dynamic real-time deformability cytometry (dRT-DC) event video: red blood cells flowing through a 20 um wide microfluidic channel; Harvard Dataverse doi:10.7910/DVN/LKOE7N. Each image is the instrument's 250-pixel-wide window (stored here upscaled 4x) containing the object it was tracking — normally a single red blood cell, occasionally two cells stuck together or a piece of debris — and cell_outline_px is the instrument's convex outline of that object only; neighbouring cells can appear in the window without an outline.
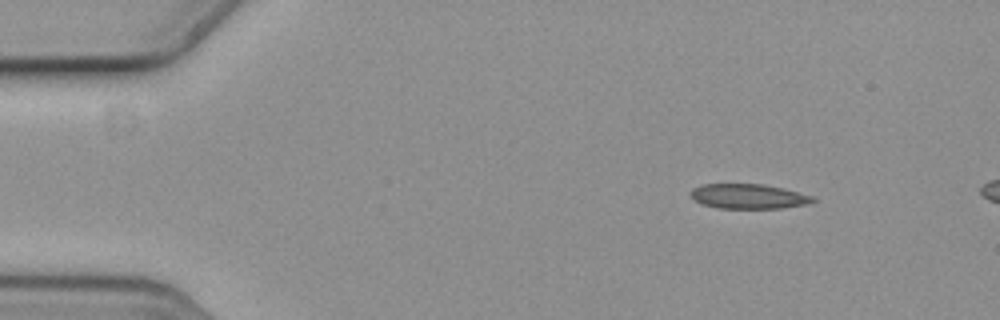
{"species": "common noctule bat (a hibernating species)", "species_latin": "Nyctalus noctula", "temperature_condition": "cold", "stored_images_in_passage": 3, "camera_frame_rate_fps": 3000, "um_per_image_px": 0.085, "animal": {"sex": "female", "body_mass_g": 19.3, "forearm_length_mm": 54.1}, "frame": {"image": 1, "passage_image": 1, "time_ms": 0.0, "image_size_px": [1000, 320], "cell_outline_px": [[816, 200], [808, 204], [780, 208], [716, 208], [700, 204], [692, 196], [692, 188], [704, 184], [760, 184], [784, 188], [812, 196]], "centroid_in_image_um": [63.62, 16.69], "position_along_channel_um": 21.4, "area_um2": 17.51}}